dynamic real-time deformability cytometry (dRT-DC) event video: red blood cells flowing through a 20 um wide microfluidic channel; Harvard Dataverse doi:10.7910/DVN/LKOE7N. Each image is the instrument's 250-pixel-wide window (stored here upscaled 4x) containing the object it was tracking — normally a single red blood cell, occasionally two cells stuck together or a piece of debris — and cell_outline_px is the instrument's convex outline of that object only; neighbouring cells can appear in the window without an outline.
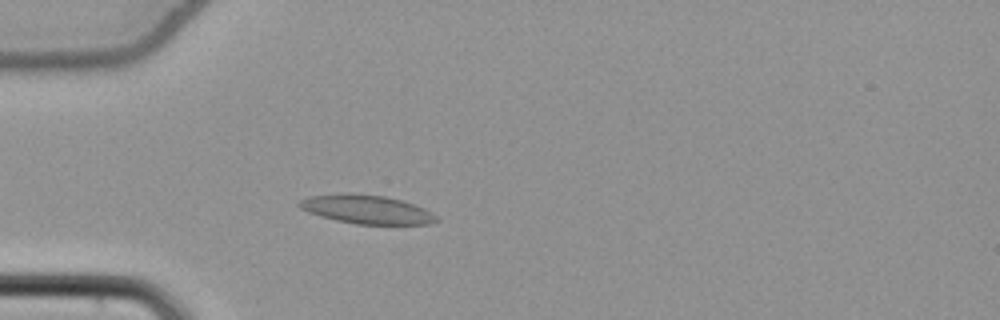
{"species": "common noctule bat (a hibernating species)", "species_latin": "Nyctalus noctula", "temperature_condition": "cold", "stored_images_in_passage": 55, "camera_frame_rate_fps": 3000, "um_per_image_px": 0.085, "animal": {"sex": "female", "body_mass_g": 22.7, "forearm_length_mm": 54.2}, "frame": {"image": 1, "passage_image": 17, "time_ms": 5.333, "image_size_px": [1000, 320], "cell_outline_px": [[440, 220], [432, 224], [356, 224], [336, 220], [320, 216], [308, 212], [300, 208], [296, 204], [300, 200], [308, 196], [348, 192], [384, 196], [400, 200], [424, 208], [432, 212]], "centroid_in_image_um": [31.14, 17.79], "position_along_channel_um": 53.9, "area_um2": 23.06}}
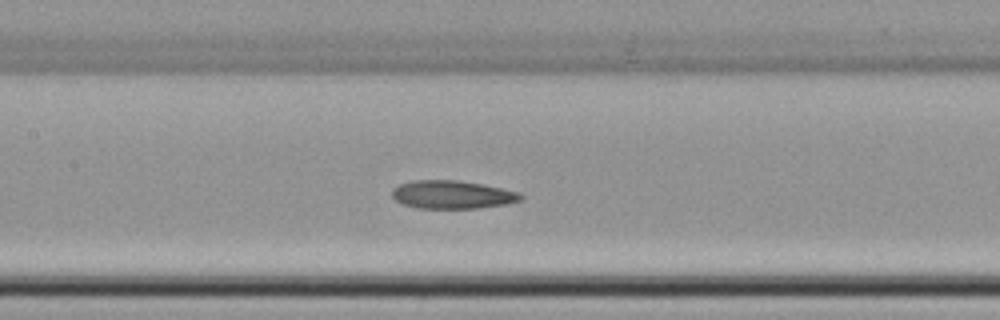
{"frame": {"image": 2, "passage_image": 27, "time_ms": 8.667, "image_size_px": [1000, 320], "cell_outline_px": [[524, 200], [508, 204], [480, 208], [420, 208], [404, 204], [396, 200], [392, 196], [392, 188], [400, 184], [412, 180], [456, 180], [480, 184], [520, 192], [524, 196]], "centroid_in_image_um": [38.48, 16.54], "position_along_channel_um": 168.9, "area_um2": 21.15}}
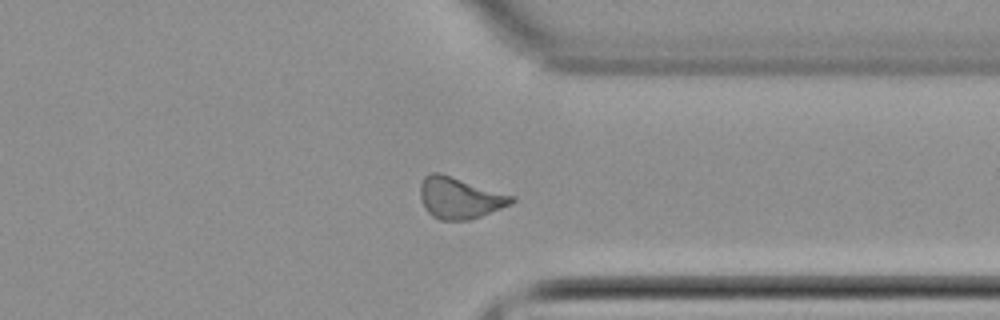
{"frame": {"image": 3, "passage_image": 43, "time_ms": 14.0, "image_size_px": [1000, 320], "cell_outline_px": [[516, 200], [512, 204], [480, 216], [468, 220], [440, 220], [432, 216], [424, 208], [420, 200], [420, 184], [424, 176], [432, 172], [440, 172], [516, 196]], "centroid_in_image_um": [39.07, 16.81], "position_along_channel_um": 372.3, "area_um2": 22.31}, "authors_computed_cell_mechanics": {"area_um2": 22.0796, "velocity_mm_per_s": 3.8316, "shape_relaxation_time_tau1_ms": null, "shape_relaxation_time_tau2_ms": 8.7373, "deformation_change_tau1": null, "deformation_change_tau2": 0.168}}